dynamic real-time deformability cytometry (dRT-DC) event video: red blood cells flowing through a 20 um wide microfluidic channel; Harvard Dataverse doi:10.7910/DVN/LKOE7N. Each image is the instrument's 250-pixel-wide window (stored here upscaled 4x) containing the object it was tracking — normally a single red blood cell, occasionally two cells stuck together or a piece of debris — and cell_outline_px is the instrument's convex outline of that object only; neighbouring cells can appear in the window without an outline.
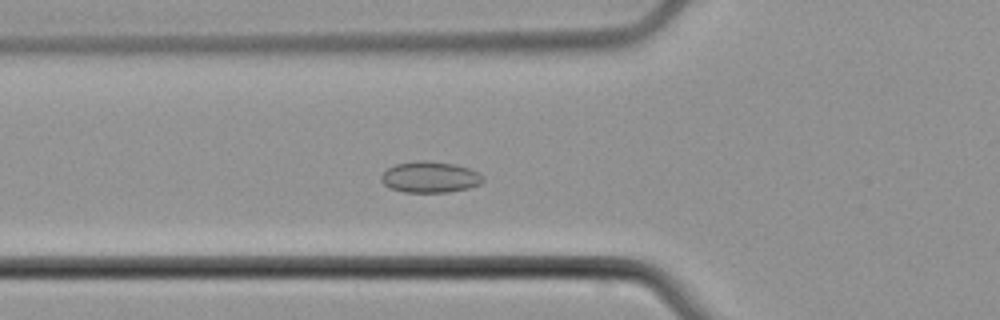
{"species": "common noctule bat (a hibernating species)", "species_latin": "Nyctalus noctula", "temperature_condition": "cold", "stored_images_in_passage": 34, "camera_frame_rate_fps": 3000, "um_per_image_px": 0.085, "animal": {"sex": "male", "body_mass_g": 21.5, "forearm_length_mm": 52.0}, "frame": {"image": 1, "passage_image": 11, "time_ms": 3.333, "image_size_px": [1000, 320], "cell_outline_px": [[484, 180], [480, 184], [468, 188], [448, 192], [404, 192], [392, 188], [384, 184], [380, 180], [380, 176], [388, 168], [396, 164], [416, 160], [424, 160], [456, 164], [468, 168], [484, 176]], "centroid_in_image_um": [36.55, 15.04], "position_along_channel_um": 89.3, "area_um2": 18.44}}
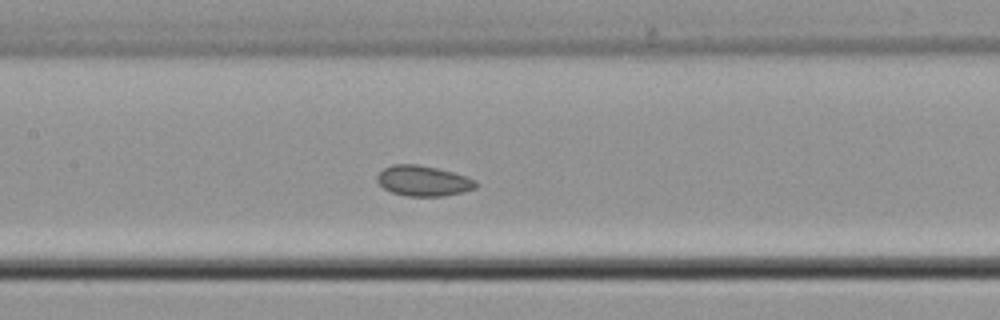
{"frame": {"image": 2, "passage_image": 17, "time_ms": 5.333, "image_size_px": [1000, 320], "cell_outline_px": [[476, 188], [444, 196], [404, 196], [392, 192], [384, 188], [376, 180], [376, 176], [384, 168], [392, 164], [416, 164], [436, 168], [452, 172], [476, 180]], "centroid_in_image_um": [35.94, 15.37], "position_along_channel_um": 171.5, "area_um2": 17.34}}
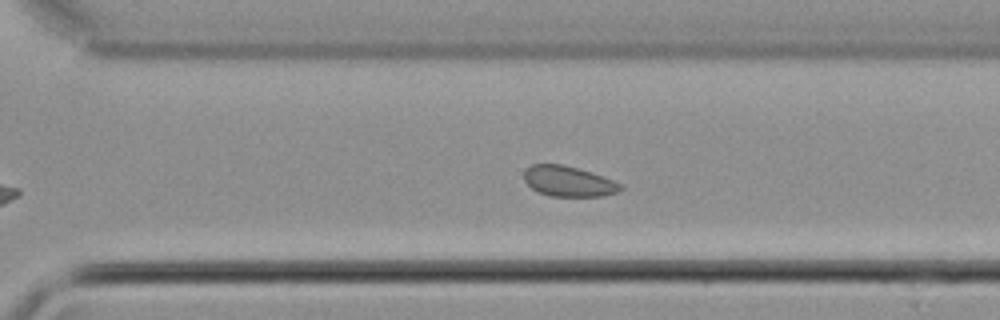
{"frame": {"image": 3, "passage_image": 28, "time_ms": 9.0, "image_size_px": [1000, 320], "cell_outline_px": [[624, 188], [616, 192], [600, 196], [552, 196], [540, 192], [532, 188], [524, 180], [524, 172], [532, 164], [564, 164], [612, 180], [620, 184]], "centroid_in_image_um": [48.29, 15.41], "position_along_channel_um": 322.3, "area_um2": 16.65}}